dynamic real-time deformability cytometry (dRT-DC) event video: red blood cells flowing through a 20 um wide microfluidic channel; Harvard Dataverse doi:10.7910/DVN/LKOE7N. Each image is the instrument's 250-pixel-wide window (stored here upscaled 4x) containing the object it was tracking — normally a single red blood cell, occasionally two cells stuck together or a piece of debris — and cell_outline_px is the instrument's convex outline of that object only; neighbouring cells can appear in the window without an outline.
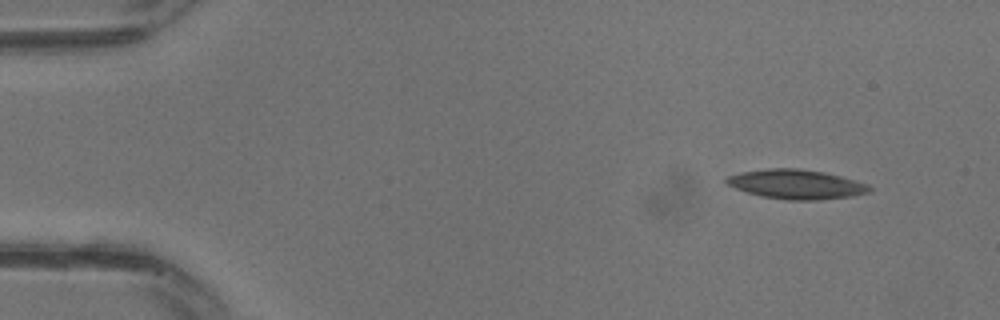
{"species": "common noctule bat (a hibernating species)", "species_latin": "Nyctalus noctula", "temperature_condition": "warm", "stored_images_in_passage": 30, "camera_frame_rate_fps": 3000, "um_per_image_px": 0.085, "animal": {"sex": "male", "body_mass_g": 13.3}, "frame": {"image": 1, "passage_image": 2, "time_ms": 0.333, "image_size_px": [1000, 320], "cell_outline_px": [[872, 192], [852, 196], [820, 200], [788, 200], [764, 196], [748, 192], [736, 188], [728, 184], [724, 180], [728, 176], [740, 172], [768, 168], [800, 168], [824, 172], [840, 176], [868, 184], [872, 188]], "centroid_in_image_um": [67.72, 15.66], "position_along_channel_um": 17.3, "area_um2": 24.45}}
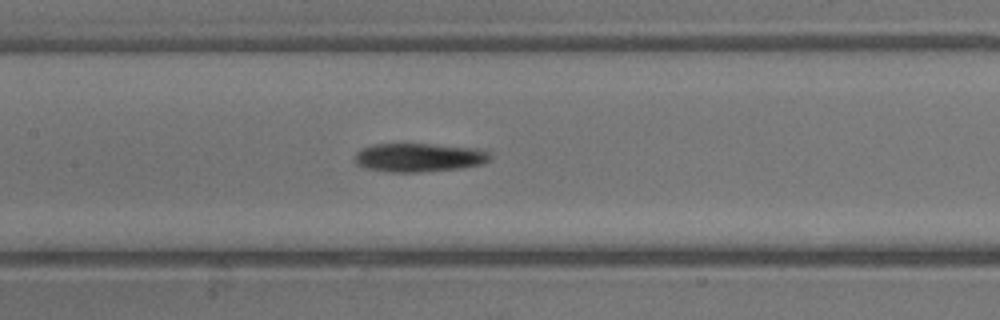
{"frame": {"image": 2, "passage_image": 14, "time_ms": 4.333, "image_size_px": [1000, 320], "cell_outline_px": [[492, 160], [484, 164], [460, 168], [416, 172], [392, 172], [364, 168], [356, 164], [356, 152], [360, 148], [372, 144], [432, 144], [484, 148], [492, 152]], "centroid_in_image_um": [35.7, 13.37], "position_along_channel_um": 171.7, "area_um2": 23.06}}
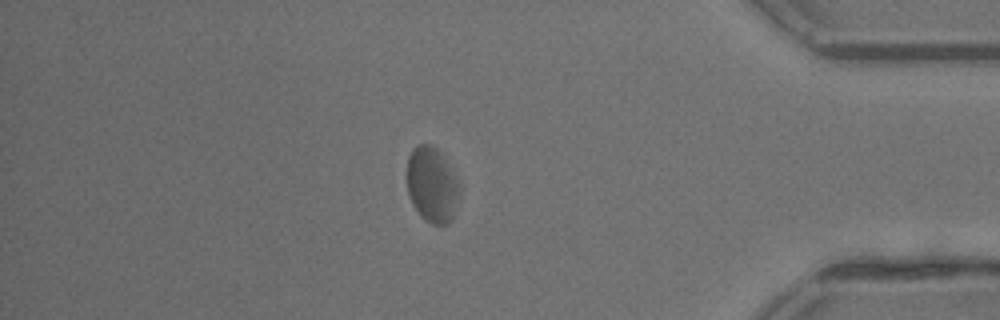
{"frame": {"image": 3, "passage_image": 26, "time_ms": 8.333, "image_size_px": [1000, 320], "cell_outline_px": [[460, 188], [452, 220], [448, 224], [432, 224], [424, 220], [420, 216], [412, 204], [408, 196], [408, 156], [412, 148], [416, 144], [432, 144], [440, 152], [460, 180]], "centroid_in_image_um": [36.73, 15.7], "position_along_channel_um": 398.5, "area_um2": 23.35}}